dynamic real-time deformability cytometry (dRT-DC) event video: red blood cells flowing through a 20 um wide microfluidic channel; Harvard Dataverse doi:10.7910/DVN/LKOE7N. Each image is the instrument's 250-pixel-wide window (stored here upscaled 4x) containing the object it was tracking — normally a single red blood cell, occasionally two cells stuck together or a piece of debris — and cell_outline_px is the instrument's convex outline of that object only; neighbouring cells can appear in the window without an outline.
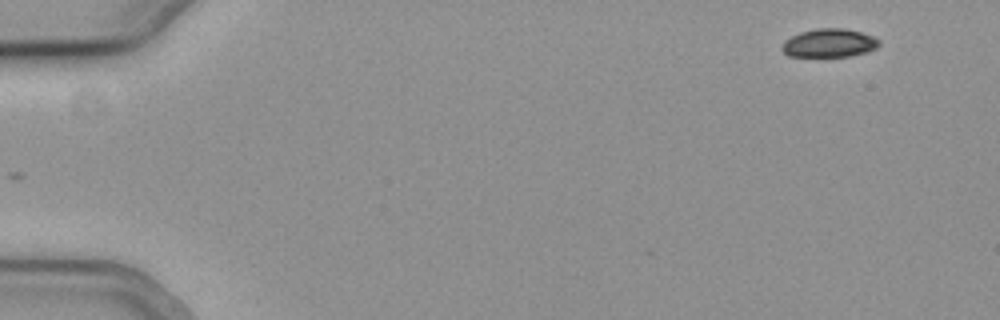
{"species": "common noctule bat (a hibernating species)", "species_latin": "Nyctalus noctula", "temperature_condition": "cold", "stored_images_in_passage": 52, "camera_frame_rate_fps": 3000, "um_per_image_px": 0.085, "animal": {"sex": "female", "body_mass_g": 19.3, "forearm_length_mm": 54.1}, "frame": {"image": 1, "passage_image": 1, "time_ms": 0.0, "image_size_px": [1000, 320], "cell_outline_px": [[880, 44], [876, 48], [868, 52], [848, 56], [788, 56], [780, 48], [784, 40], [800, 32], [816, 28], [844, 28], [860, 32], [872, 36], [880, 40]], "centroid_in_image_um": [70.48, 3.65], "position_along_channel_um": 14.5, "area_um2": 16.13}}
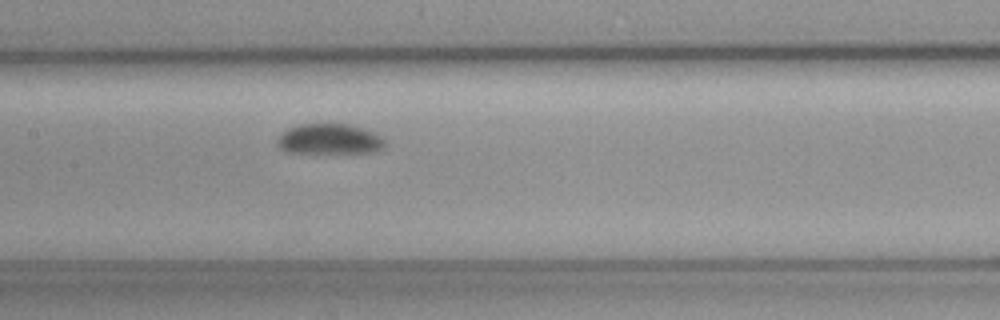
{"frame": {"image": 2, "passage_image": 26, "time_ms": 8.333, "image_size_px": [1000, 320], "cell_outline_px": [[388, 144], [384, 148], [372, 152], [284, 152], [276, 144], [276, 140], [288, 128], [300, 124], [348, 124], [364, 128], [376, 132], [388, 140]], "centroid_in_image_um": [28.07, 11.82], "position_along_channel_um": 179.3, "area_um2": 19.25}}
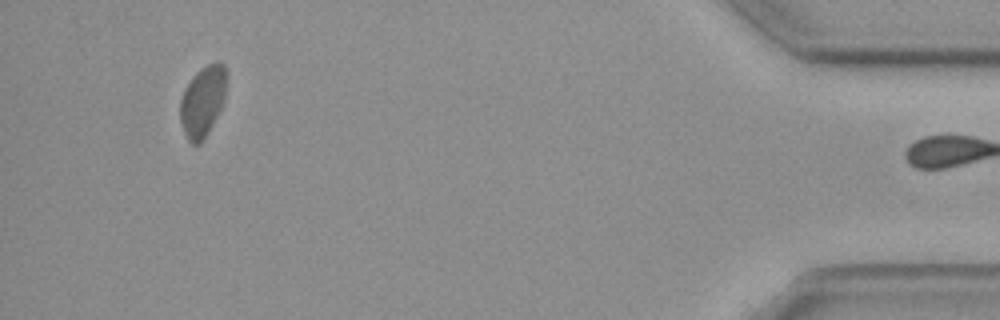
{"frame": {"image": 3, "passage_image": 51, "time_ms": 16.667, "image_size_px": [1000, 320], "cell_outline_px": [[228, 80], [224, 100], [208, 132], [200, 144], [192, 144], [188, 140], [184, 132], [180, 120], [180, 100], [184, 88], [196, 72], [200, 68], [216, 60], [224, 64], [228, 72]], "centroid_in_image_um": [17.25, 8.54], "position_along_channel_um": 418.0, "area_um2": 19.36}, "authors_computed_cell_mechanics": {"area_um2": 19.074, "velocity_mm_per_s": 3.6949, "shape_relaxation_time_tau1_ms": 6.1283, "shape_relaxation_time_tau2_ms": null, "deformation_change_tau1": 0.094, "deformation_change_tau2": null}}